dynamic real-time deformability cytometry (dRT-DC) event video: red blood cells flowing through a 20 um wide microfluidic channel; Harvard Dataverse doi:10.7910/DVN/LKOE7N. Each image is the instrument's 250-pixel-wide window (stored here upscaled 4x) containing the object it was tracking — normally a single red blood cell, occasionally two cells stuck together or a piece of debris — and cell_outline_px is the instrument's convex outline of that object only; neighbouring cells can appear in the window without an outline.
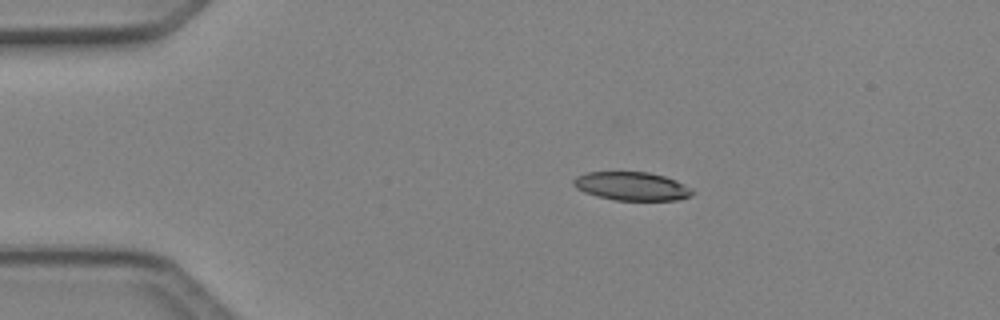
{"species": "Egyptian fruit bat (a non-hibernating species)", "species_latin": "Rousettus aegyptiacus", "temperature_condition": "cold", "stored_images_in_passage": 3, "camera_frame_rate_fps": 3000, "um_per_image_px": 0.085, "animal": {"sex": "female"}, "frame": {"image": 1, "passage_image": 1, "time_ms": 0.0, "image_size_px": [1000, 320], "cell_outline_px": [[692, 196], [676, 200], [616, 200], [596, 196], [584, 192], [576, 188], [572, 184], [572, 180], [576, 176], [584, 172], [648, 172], [664, 176], [676, 180], [692, 188]], "centroid_in_image_um": [53.67, 15.82], "position_along_channel_um": 31.3, "area_um2": 19.83}}
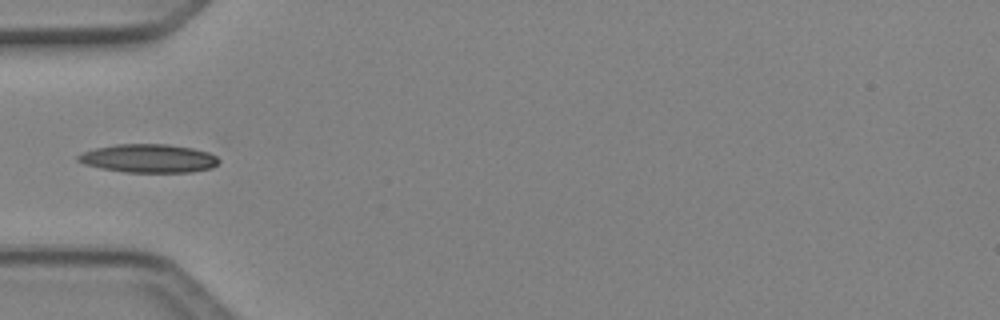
{"frame": {"image": 2, "passage_image": 3, "time_ms": 0.667, "image_size_px": [1000, 320], "cell_outline_px": [[220, 160], [212, 168], [192, 172], [124, 172], [100, 168], [84, 164], [76, 160], [76, 156], [84, 152], [96, 148], [116, 144], [168, 144], [192, 148], [208, 152], [216, 156]], "centroid_in_image_um": [12.63, 13.46], "position_along_channel_um": 72.4, "area_um2": 23.35}}